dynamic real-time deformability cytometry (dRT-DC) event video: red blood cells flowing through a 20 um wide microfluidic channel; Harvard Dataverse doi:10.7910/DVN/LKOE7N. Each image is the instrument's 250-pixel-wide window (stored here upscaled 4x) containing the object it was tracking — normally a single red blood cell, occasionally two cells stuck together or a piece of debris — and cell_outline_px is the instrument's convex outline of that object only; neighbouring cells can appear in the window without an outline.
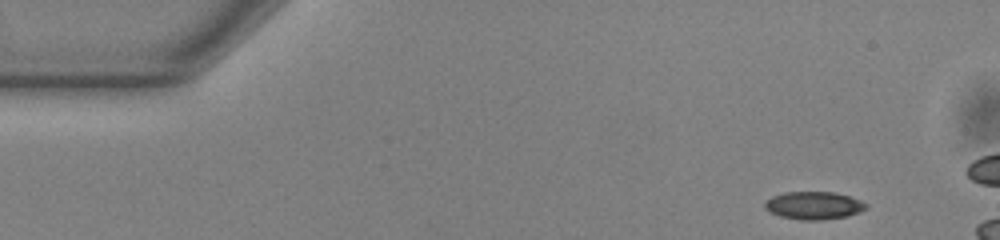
{"species": "common noctule bat (a hibernating species)", "species_latin": "Nyctalus noctula", "temperature_condition": "warm", "stored_images_in_passage": 45, "camera_frame_rate_fps": 3000, "um_per_image_px": 0.085, "animal": {"sex": "male", "body_mass_g": 13.0, "forearm_length_mm": 53.1}, "frame": {"image": 1, "passage_image": 1, "time_ms": 0.0, "image_size_px": [1000, 240], "cell_outline_px": [[868, 208], [860, 212], [848, 216], [820, 220], [800, 220], [780, 216], [764, 208], [764, 204], [772, 196], [784, 192], [836, 192], [860, 200], [868, 204]], "centroid_in_image_um": [69.2, 17.46], "position_along_channel_um": 15.8, "area_um2": 16.42}}
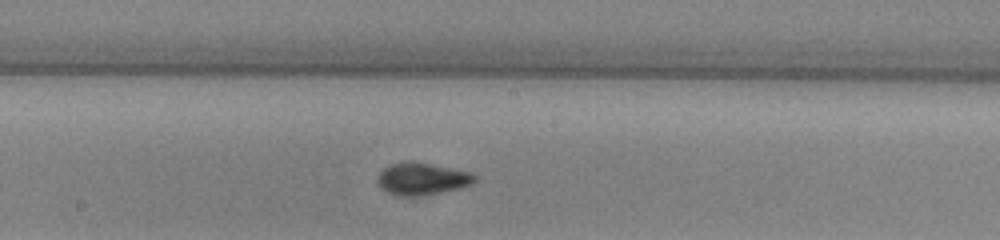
{"frame": {"image": 2, "passage_image": 24, "time_ms": 7.667, "image_size_px": [1000, 240], "cell_outline_px": [[476, 180], [472, 184], [460, 188], [420, 196], [396, 196], [380, 188], [376, 184], [376, 180], [380, 172], [388, 164], [428, 164], [468, 172], [476, 176]], "centroid_in_image_um": [35.83, 15.25], "position_along_channel_um": 212.4, "area_um2": 17.63}}
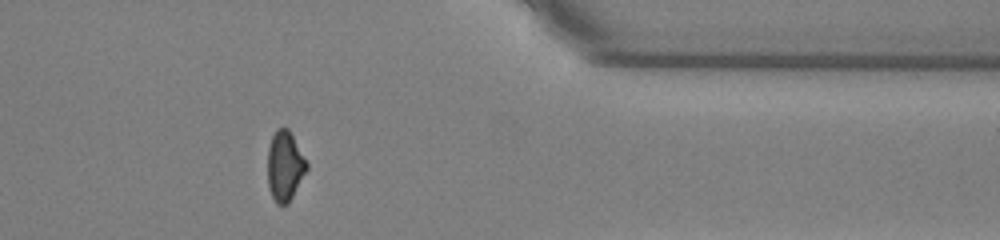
{"frame": {"image": 3, "passage_image": 39, "time_ms": 12.667, "image_size_px": [1000, 240], "cell_outline_px": [[308, 168], [288, 204], [276, 204], [268, 188], [268, 148], [272, 136], [276, 128], [288, 128], [308, 164]], "centroid_in_image_um": [24.2, 14.12], "position_along_channel_um": 387.2, "area_um2": 15.78}, "authors_computed_cell_mechanics": {"area_um2": 16.762, "velocity_mm_per_s": 3.8946, "shape_relaxation_time_tau1_ms": 11.2977, "shape_relaxation_time_tau2_ms": 2.7485, "deformation_change_tau1": 0.1789, "deformation_change_tau2": 0.0644}}